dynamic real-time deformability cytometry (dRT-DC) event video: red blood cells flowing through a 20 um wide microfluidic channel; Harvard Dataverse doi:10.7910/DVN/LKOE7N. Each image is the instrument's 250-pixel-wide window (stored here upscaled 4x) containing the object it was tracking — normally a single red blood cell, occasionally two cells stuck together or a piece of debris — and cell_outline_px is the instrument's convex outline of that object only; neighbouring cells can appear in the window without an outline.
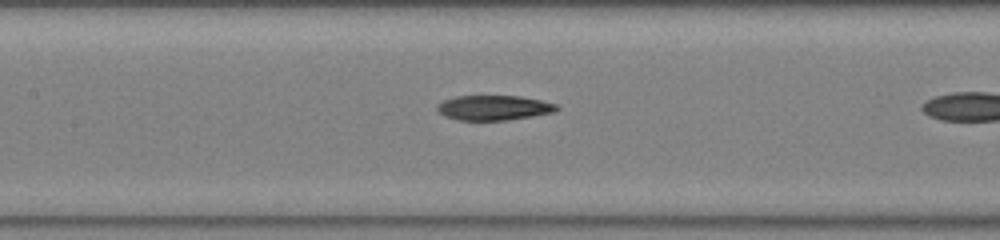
{"species": "common noctule bat (a hibernating species)", "species_latin": "Nyctalus noctula", "temperature_condition": "warm", "stored_images_in_passage": 13, "camera_frame_rate_fps": 3000, "um_per_image_px": 0.085, "animal": {"sex": "male", "body_mass_g": 19.0, "forearm_length_mm": 50.8}, "frame": {"image": 1, "passage_image": 10, "time_ms": 3.0, "image_size_px": [1000, 240], "cell_outline_px": [[560, 108], [552, 112], [532, 116], [508, 120], [456, 120], [444, 116], [436, 112], [436, 104], [444, 100], [456, 96], [520, 96], [540, 100], [556, 104]], "centroid_in_image_um": [41.91, 9.16], "position_along_channel_um": 165.5, "area_um2": 17.4}}